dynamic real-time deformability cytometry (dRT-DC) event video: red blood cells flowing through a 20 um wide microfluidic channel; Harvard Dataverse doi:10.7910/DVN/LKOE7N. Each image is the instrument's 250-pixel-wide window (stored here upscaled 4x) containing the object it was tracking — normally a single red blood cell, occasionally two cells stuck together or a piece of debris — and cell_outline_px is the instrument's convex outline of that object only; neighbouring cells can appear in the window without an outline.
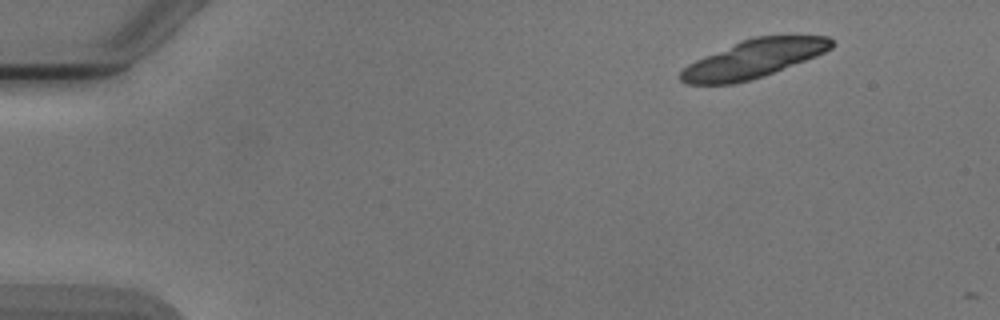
{"species": "Egyptian fruit bat (a non-hibernating species)", "species_latin": "Rousettus aegyptiacus", "temperature_condition": "cold", "stored_images_in_passage": 5, "camera_frame_rate_fps": 3000, "um_per_image_px": 0.085, "animal": {"sex": "male"}, "frame": {"image": 1, "passage_image": 1, "time_ms": 0.0, "image_size_px": [1000, 320], "cell_outline_px": [[836, 44], [832, 48], [816, 56], [772, 72], [748, 80], [732, 84], [688, 84], [680, 80], [676, 76], [688, 64], [704, 56], [740, 40], [752, 36], [828, 36]], "centroid_in_image_um": [64.02, 4.99], "position_along_channel_um": 21.0, "area_um2": 33.18}}